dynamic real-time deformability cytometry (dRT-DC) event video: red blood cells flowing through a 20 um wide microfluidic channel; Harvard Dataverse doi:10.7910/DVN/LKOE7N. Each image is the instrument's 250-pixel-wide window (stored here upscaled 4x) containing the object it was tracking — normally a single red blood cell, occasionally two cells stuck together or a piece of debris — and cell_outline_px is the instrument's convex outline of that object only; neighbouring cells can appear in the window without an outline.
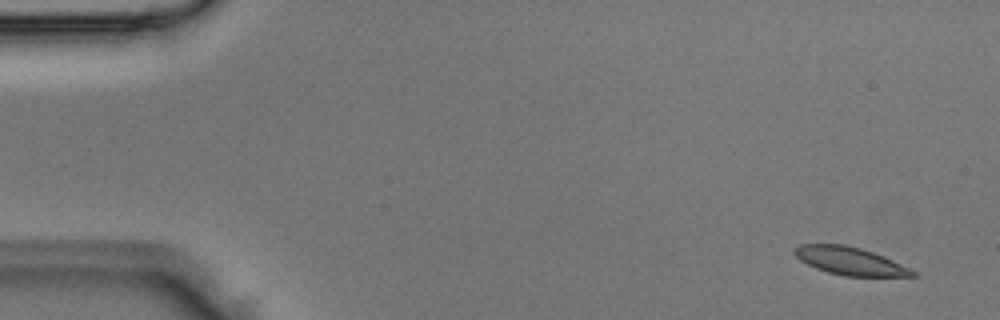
{"species": "Egyptian fruit bat (a non-hibernating species)", "species_latin": "Rousettus aegyptiacus", "temperature_condition": "room temperature", "stored_images_in_passage": 3, "camera_frame_rate_fps": 3000, "um_per_image_px": 0.085, "animal": {"sex": "male"}, "frame": {"image": 1, "passage_image": 1, "time_ms": 0.0, "image_size_px": [1000, 320], "cell_outline_px": [[920, 276], [844, 276], [828, 272], [816, 268], [800, 260], [792, 252], [792, 248], [800, 244], [844, 244], [860, 248], [884, 256], [916, 272]], "centroid_in_image_um": [72.21, 22.18], "position_along_channel_um": 12.8, "area_um2": 19.07}}
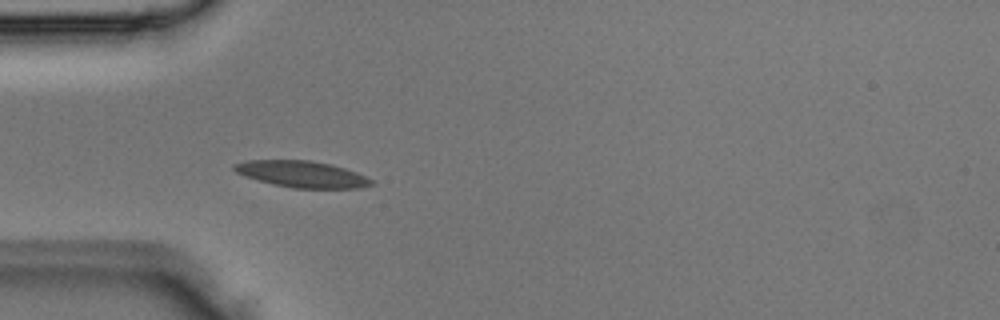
{"frame": {"image": 2, "passage_image": 3, "time_ms": 0.667, "image_size_px": [1000, 320], "cell_outline_px": [[372, 184], [360, 188], [292, 188], [244, 176], [236, 172], [232, 168], [232, 164], [248, 160], [308, 160], [328, 164], [344, 168], [356, 172], [372, 180]], "centroid_in_image_um": [25.62, 14.8], "position_along_channel_um": 59.4, "area_um2": 20.81}}